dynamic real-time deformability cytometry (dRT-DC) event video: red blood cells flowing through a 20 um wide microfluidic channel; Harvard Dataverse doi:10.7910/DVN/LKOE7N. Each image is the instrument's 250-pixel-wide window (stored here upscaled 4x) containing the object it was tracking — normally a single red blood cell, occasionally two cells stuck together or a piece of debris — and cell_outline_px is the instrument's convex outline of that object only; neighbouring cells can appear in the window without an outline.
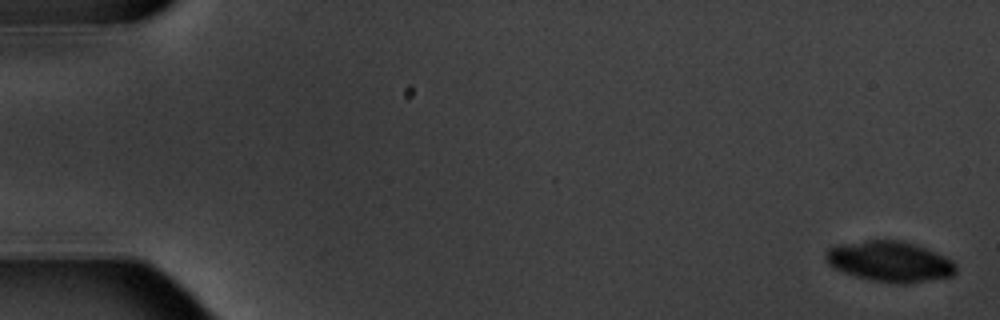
{"species": "common noctule bat (a hibernating species)", "species_latin": "Nyctalus noctula", "temperature_condition": "warm", "stored_images_in_passage": 10, "camera_frame_rate_fps": 3000, "um_per_image_px": 0.085, "animal": {"sex": "male", "body_mass_g": 20.1, "forearm_length_mm": 53.5}, "frame": {"image": 1, "passage_image": 1, "time_ms": 0.0, "image_size_px": [1000, 320], "cell_outline_px": [[956, 272], [952, 276], [908, 284], [900, 284], [872, 280], [856, 276], [844, 272], [828, 264], [824, 260], [824, 252], [828, 248], [840, 244], [864, 240], [900, 240], [916, 244], [936, 252], [952, 260], [956, 264]], "centroid_in_image_um": [75.63, 22.22], "position_along_channel_um": 9.4, "area_um2": 30.92}}